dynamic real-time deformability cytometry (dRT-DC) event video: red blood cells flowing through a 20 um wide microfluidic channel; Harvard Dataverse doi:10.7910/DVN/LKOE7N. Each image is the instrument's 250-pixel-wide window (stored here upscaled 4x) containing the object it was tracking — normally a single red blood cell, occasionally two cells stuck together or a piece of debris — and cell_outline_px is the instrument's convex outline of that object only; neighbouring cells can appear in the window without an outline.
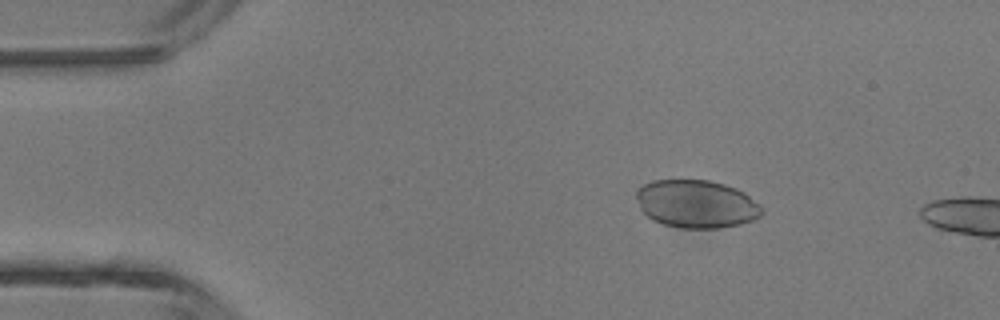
{"species": "common noctule bat (a hibernating species)", "species_latin": "Nyctalus noctula", "temperature_condition": "room temperature", "stored_images_in_passage": 11, "camera_frame_rate_fps": 3000, "um_per_image_px": 0.085, "animal": {"sex": "male", "body_mass_g": 13.3}, "frame": {"image": 1, "passage_image": 7, "time_ms": 2.0, "image_size_px": [1000, 320], "cell_outline_px": [[764, 212], [760, 216], [752, 220], [740, 224], [716, 228], [684, 228], [664, 224], [652, 220], [640, 208], [636, 196], [636, 192], [644, 184], [652, 180], [708, 180], [724, 184], [736, 188], [744, 192], [760, 204]], "centroid_in_image_um": [59.21, 17.33], "position_along_channel_um": 25.8, "area_um2": 34.97}}